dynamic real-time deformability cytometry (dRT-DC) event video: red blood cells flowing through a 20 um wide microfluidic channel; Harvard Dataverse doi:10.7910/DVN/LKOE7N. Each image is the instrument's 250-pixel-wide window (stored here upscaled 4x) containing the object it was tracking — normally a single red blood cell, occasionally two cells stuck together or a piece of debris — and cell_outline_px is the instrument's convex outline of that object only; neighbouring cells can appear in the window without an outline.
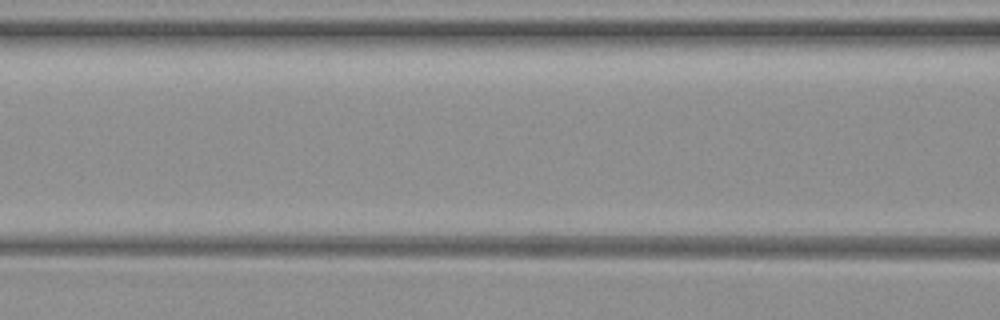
{"species": "common noctule bat (a hibernating species)", "species_latin": "Nyctalus noctula", "temperature_condition": "warm", "stored_images_in_passage": 5, "camera_frame_rate_fps": 3000, "um_per_image_px": 0.085, "animal": {"sex": "female", "body_mass_g": 19.3, "forearm_length_mm": 54.1}, "frame": {"image": 1, "passage_image": 5, "time_ms": 1.333, "image_size_px": [1000, 320], "cell_outline_px": [[812, 188], [808, 192], [728, 192], [632, 188], [624, 184], [640, 176], [796, 176], [812, 184]], "centroid_in_image_um": [61.48, 15.61], "position_along_channel_um": 105.1, "area_um2": 19.02}}